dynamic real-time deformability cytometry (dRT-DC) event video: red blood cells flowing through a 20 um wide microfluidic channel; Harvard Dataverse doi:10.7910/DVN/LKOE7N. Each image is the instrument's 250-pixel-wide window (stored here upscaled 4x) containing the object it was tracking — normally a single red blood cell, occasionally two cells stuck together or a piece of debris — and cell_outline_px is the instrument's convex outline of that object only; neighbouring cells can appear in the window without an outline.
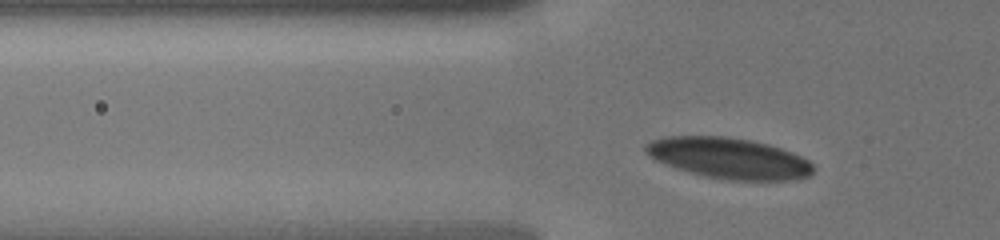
{"species": "human", "species_latin": "Homo sapiens", "temperature_condition": "cold", "stored_images_in_passage": 40, "camera_frame_rate_fps": 3000, "um_per_image_px": 0.085, "donor": {"sex": "male"}, "frame": {"image": 1, "passage_image": 4, "time_ms": 1.0, "image_size_px": [1000, 240], "cell_outline_px": [[816, 168], [808, 176], [788, 180], [732, 180], [708, 176], [688, 172], [656, 160], [648, 156], [644, 152], [644, 144], [652, 140], [664, 136], [724, 136], [752, 140], [768, 144], [792, 152], [808, 160]], "centroid_in_image_um": [61.93, 13.43], "position_along_channel_um": 63.9, "area_um2": 39.82}}
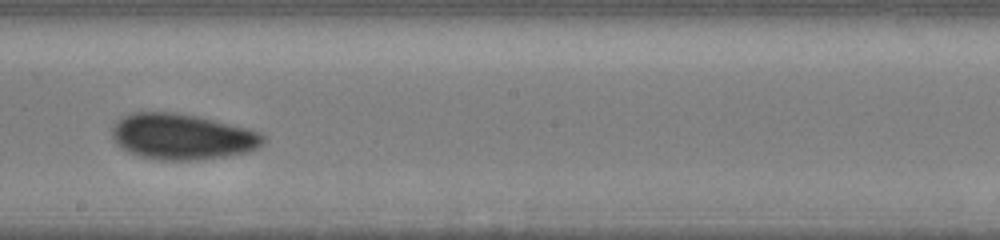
{"frame": {"image": 2, "passage_image": 16, "time_ms": 5.667, "image_size_px": [1000, 240], "cell_outline_px": [[264, 140], [256, 148], [248, 152], [204, 160], [160, 160], [140, 156], [128, 152], [120, 148], [112, 140], [112, 128], [120, 116], [132, 112], [176, 112], [196, 116], [260, 132], [264, 136]], "centroid_in_image_um": [15.41, 11.62], "position_along_channel_um": 232.8, "area_um2": 40.4}}
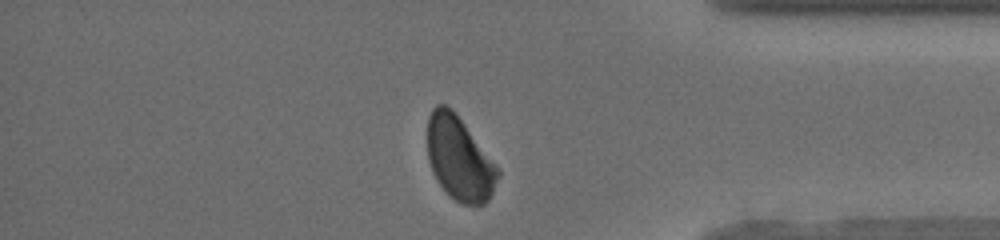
{"frame": {"image": 3, "passage_image": 33, "time_ms": 10.333, "image_size_px": [1000, 240], "cell_outline_px": [[500, 176], [488, 200], [484, 204], [464, 204], [448, 196], [436, 180], [432, 172], [428, 160], [428, 116], [432, 108], [436, 104], [444, 104], [452, 108], [456, 112], [500, 172]], "centroid_in_image_um": [39.01, 13.47], "position_along_channel_um": 396.2, "area_um2": 34.16}}